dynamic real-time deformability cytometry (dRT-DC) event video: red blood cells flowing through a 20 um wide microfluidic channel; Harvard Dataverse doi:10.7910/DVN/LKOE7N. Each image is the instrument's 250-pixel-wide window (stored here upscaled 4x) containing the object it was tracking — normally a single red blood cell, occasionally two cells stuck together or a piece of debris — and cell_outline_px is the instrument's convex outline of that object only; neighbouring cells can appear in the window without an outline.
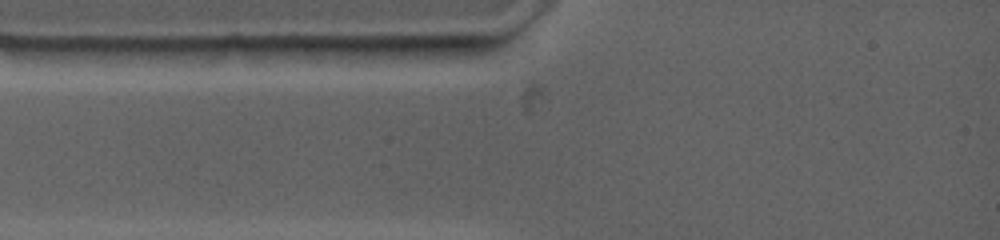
{"species": "common noctule bat (a hibernating species)", "species_latin": "Nyctalus noctula", "temperature_condition": "warm", "stored_images_in_passage": 1, "camera_frame_rate_fps": 4500, "um_per_image_px": 0.085, "animal": {"sex": "female", "body_mass_g": 19.0, "forearm_length_mm": 53.3}, "frame": {"image": 1, "passage_image": 1, "time_ms": 0.0, "image_size_px": [1000, 240], "cell_outline_px": [[288, 48], [216, 64], [164, 64], [140, 48], [232, 44], [236, 44]], "centroid_in_image_um": [17.56, 4.54], "position_along_channel_um": 67.4, "area_um2": 13.76}}